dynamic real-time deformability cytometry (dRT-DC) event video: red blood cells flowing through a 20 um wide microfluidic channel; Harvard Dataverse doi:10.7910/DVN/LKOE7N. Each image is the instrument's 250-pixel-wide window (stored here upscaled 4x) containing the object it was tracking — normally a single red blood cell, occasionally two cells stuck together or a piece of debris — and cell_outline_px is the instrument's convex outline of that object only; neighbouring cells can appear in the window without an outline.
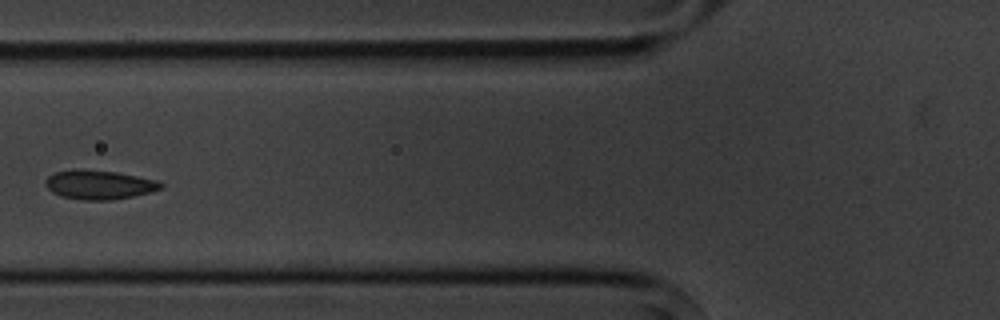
{"species": "common noctule bat (a hibernating species)", "species_latin": "Nyctalus noctula", "temperature_condition": "cold", "stored_images_in_passage": 8, "camera_frame_rate_fps": 3000, "um_per_image_px": 0.085, "animal": {"sex": "male", "body_mass_g": 20.1, "forearm_length_mm": 53.5}, "frame": {"image": 1, "passage_image": 6, "time_ms": 6.0, "image_size_px": [1000, 320], "cell_outline_px": [[164, 188], [152, 192], [132, 196], [108, 200], [84, 200], [60, 196], [52, 192], [44, 184], [44, 180], [48, 176], [56, 172], [72, 168], [116, 172], [156, 180], [164, 184]], "centroid_in_image_um": [8.41, 15.69], "position_along_channel_um": 117.4, "area_um2": 19.65}}
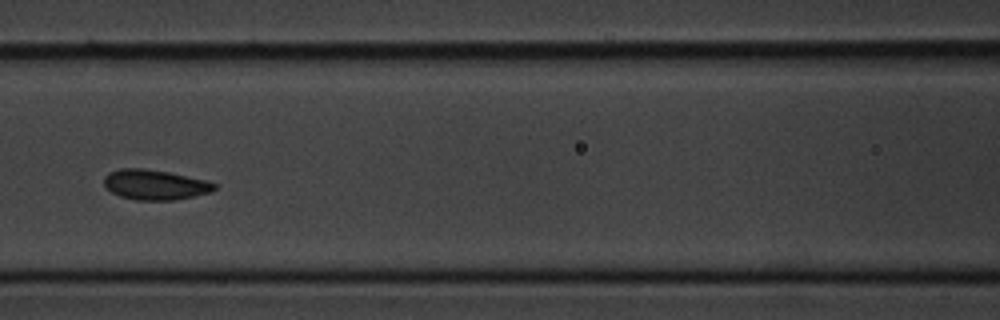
{"frame": {"image": 2, "passage_image": 7, "time_ms": 7.0, "image_size_px": [1000, 320], "cell_outline_px": [[216, 188], [212, 192], [176, 200], [136, 200], [120, 196], [104, 188], [104, 176], [108, 172], [120, 168], [144, 168], [168, 172], [204, 180], [216, 184]], "centroid_in_image_um": [13.13, 15.7], "position_along_channel_um": 153.5, "area_um2": 19.42}}
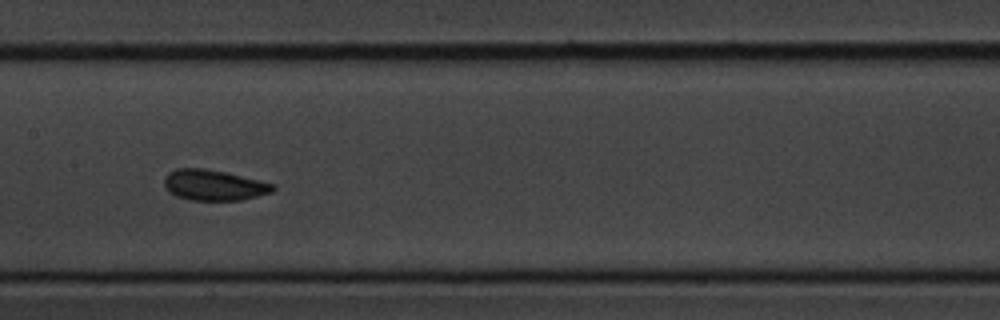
{"frame": {"image": 3, "passage_image": 8, "time_ms": 8.0, "image_size_px": [1000, 320], "cell_outline_px": [[276, 188], [272, 192], [240, 200], [192, 200], [176, 196], [168, 192], [164, 188], [164, 180], [168, 172], [176, 168], [204, 168], [224, 172], [276, 184]], "centroid_in_image_um": [18.15, 15.73], "position_along_channel_um": 189.3, "area_um2": 19.42}}